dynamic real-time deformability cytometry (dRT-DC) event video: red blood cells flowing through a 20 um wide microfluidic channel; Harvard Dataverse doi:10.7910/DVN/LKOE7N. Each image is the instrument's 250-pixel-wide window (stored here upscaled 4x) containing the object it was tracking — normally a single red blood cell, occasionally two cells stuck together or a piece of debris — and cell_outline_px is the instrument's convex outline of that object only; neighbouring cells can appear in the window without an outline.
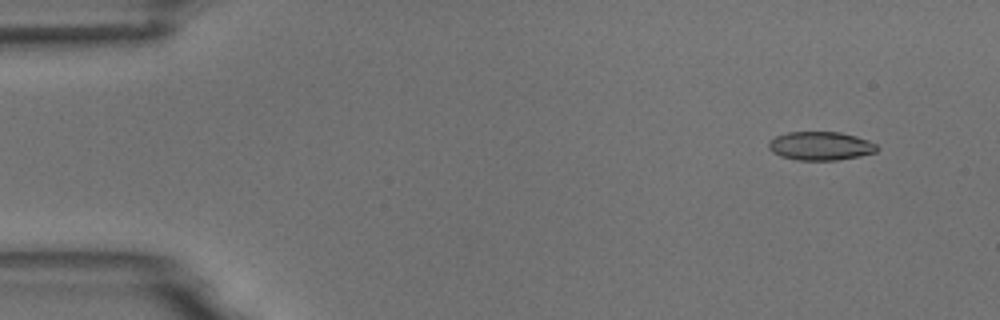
{"species": "common noctule bat (a hibernating species)", "species_latin": "Nyctalus noctula", "temperature_condition": "room temperature", "stored_images_in_passage": 5, "camera_frame_rate_fps": 3000, "um_per_image_px": 0.085, "animal": {"sex": "male", "body_mass_g": 18.8}, "frame": {"image": 1, "passage_image": 2, "time_ms": 1.333, "image_size_px": [1000, 320], "cell_outline_px": [[880, 148], [876, 152], [860, 156], [836, 160], [796, 160], [780, 156], [772, 152], [768, 148], [768, 144], [776, 136], [788, 132], [840, 132], [856, 136], [868, 140], [876, 144]], "centroid_in_image_um": [69.76, 12.41], "position_along_channel_um": 15.2, "area_um2": 18.09}}
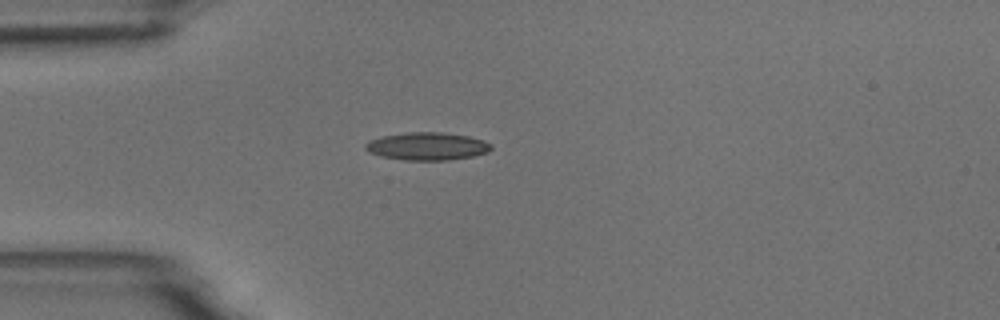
{"frame": {"image": 2, "passage_image": 5, "time_ms": 4.667, "image_size_px": [1000, 320], "cell_outline_px": [[492, 148], [488, 152], [472, 156], [448, 160], [404, 160], [380, 156], [364, 148], [364, 144], [368, 140], [384, 136], [408, 132], [440, 132], [468, 136], [484, 140], [492, 144]], "centroid_in_image_um": [36.32, 12.43], "position_along_channel_um": 48.7, "area_um2": 20.29}}